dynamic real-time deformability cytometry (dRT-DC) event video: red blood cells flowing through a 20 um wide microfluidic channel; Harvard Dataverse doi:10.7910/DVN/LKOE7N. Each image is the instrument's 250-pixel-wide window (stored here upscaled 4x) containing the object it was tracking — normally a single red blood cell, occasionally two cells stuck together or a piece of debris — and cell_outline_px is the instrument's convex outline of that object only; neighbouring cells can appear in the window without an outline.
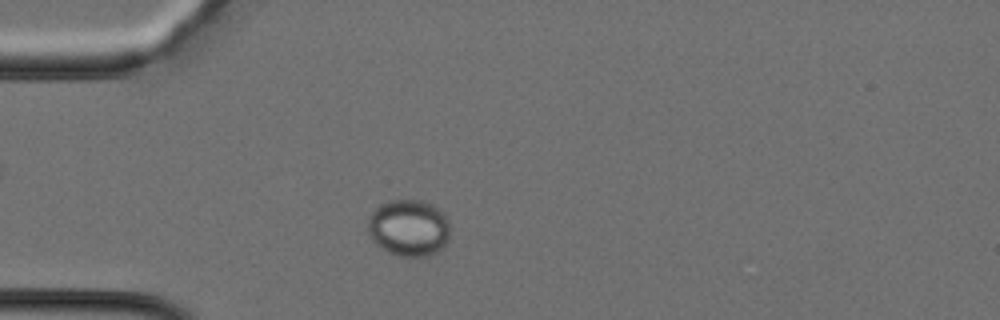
{"species": "Egyptian fruit bat (a non-hibernating species)", "species_latin": "Rousettus aegyptiacus", "temperature_condition": "cold", "stored_images_in_passage": 10, "camera_frame_rate_fps": 3000, "um_per_image_px": 0.085, "animal": {"sex": "female"}, "frame": {"image": 1, "passage_image": 5, "time_ms": 1.333, "image_size_px": [1000, 320], "cell_outline_px": [[444, 236], [432, 248], [424, 252], [400, 252], [388, 248], [376, 236], [372, 228], [372, 220], [376, 212], [380, 208], [388, 204], [420, 204], [428, 208], [444, 224]], "centroid_in_image_um": [34.65, 19.35], "position_along_channel_um": 50.3, "area_um2": 20.23}}